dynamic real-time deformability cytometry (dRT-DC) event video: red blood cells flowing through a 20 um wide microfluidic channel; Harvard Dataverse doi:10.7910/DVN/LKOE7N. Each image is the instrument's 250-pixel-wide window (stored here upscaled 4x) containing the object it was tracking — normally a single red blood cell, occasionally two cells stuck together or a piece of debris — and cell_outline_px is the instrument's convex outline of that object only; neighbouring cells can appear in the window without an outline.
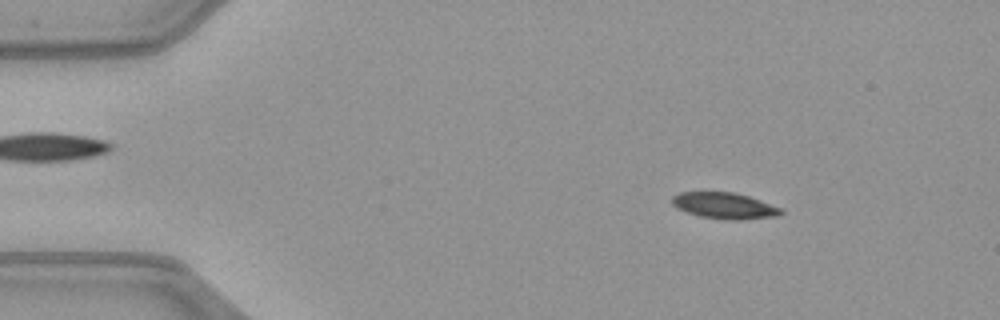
{"species": "common noctule bat (a hibernating species)", "species_latin": "Nyctalus noctula", "temperature_condition": "warm", "stored_images_in_passage": 50, "camera_frame_rate_fps": 3000, "um_per_image_px": 0.085, "animal": {"sex": "female", "body_mass_g": 21.9}, "frame": {"image": 1, "passage_image": 7, "time_ms": 2.0, "image_size_px": [1000, 320], "cell_outline_px": [[784, 212], [776, 216], [740, 220], [724, 220], [700, 216], [676, 208], [672, 204], [672, 196], [680, 192], [732, 192], [748, 196], [784, 208]], "centroid_in_image_um": [61.6, 17.49], "position_along_channel_um": 23.4, "area_um2": 16.7}}
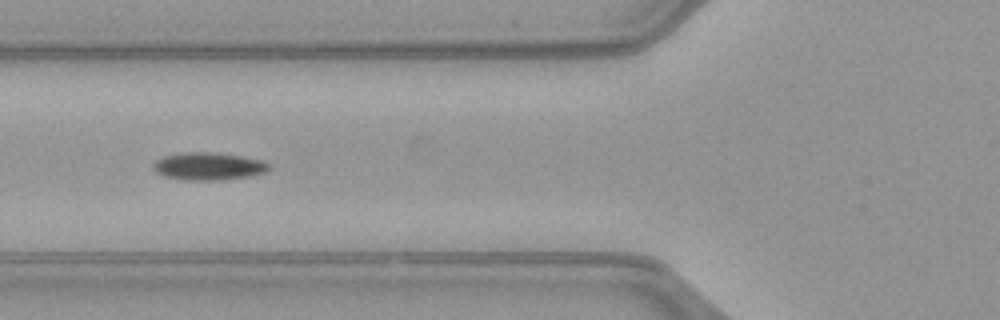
{"frame": {"image": 2, "passage_image": 19, "time_ms": 6.0, "image_size_px": [1000, 320], "cell_outline_px": [[268, 168], [264, 172], [248, 176], [224, 180], [184, 180], [164, 176], [156, 172], [152, 168], [152, 164], [156, 160], [164, 156], [184, 152], [212, 152], [240, 156], [260, 160], [268, 164]], "centroid_in_image_um": [17.65, 14.13], "position_along_channel_um": 108.2, "area_um2": 18.44}}
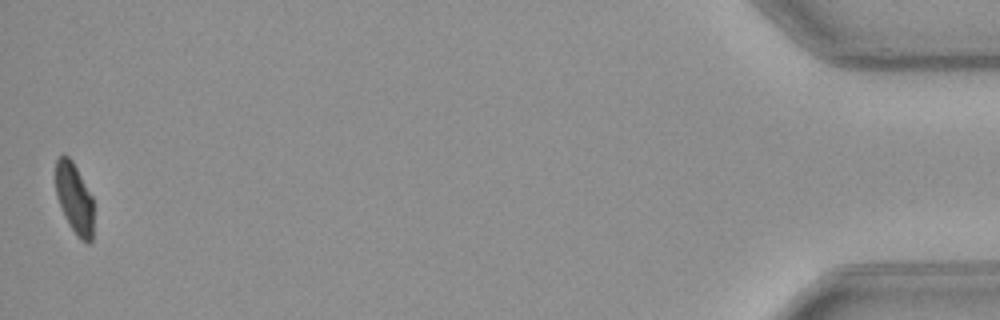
{"frame": {"image": 3, "passage_image": 50, "time_ms": 16.333, "image_size_px": [1000, 320], "cell_outline_px": [[92, 240], [88, 244], [80, 240], [76, 236], [56, 196], [56, 160], [64, 152], [72, 160], [92, 196]], "centroid_in_image_um": [6.32, 16.84], "position_along_channel_um": 428.9, "area_um2": 15.32}, "authors_computed_cell_mechanics": {"area_um2": 17.8602, "velocity_mm_per_s": 4.0613, "shape_relaxation_time_tau1_ms": 5.3609, "shape_relaxation_time_tau2_ms": null, "deformation_change_tau1": 0.1682, "deformation_change_tau2": null}}